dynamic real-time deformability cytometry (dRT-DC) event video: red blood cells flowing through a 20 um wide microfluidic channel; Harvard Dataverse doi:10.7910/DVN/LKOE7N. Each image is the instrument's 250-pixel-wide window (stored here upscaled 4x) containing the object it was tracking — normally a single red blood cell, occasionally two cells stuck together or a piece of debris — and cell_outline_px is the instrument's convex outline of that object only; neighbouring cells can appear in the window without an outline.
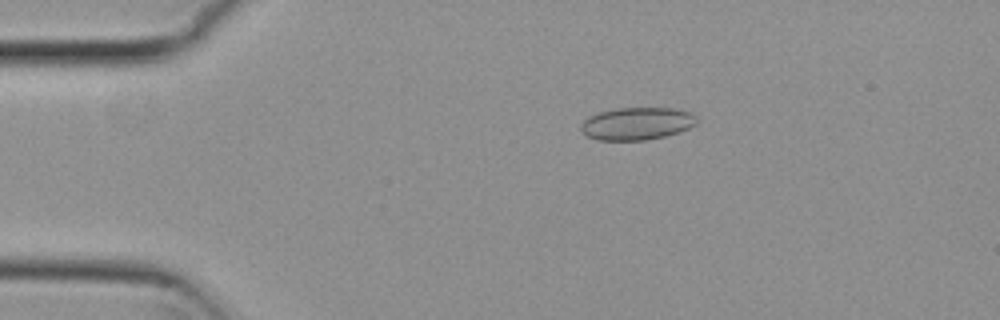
{"species": "common noctule bat (a hibernating species)", "species_latin": "Nyctalus noctula", "temperature_condition": "cold", "stored_images_in_passage": 55, "camera_frame_rate_fps": 3000, "um_per_image_px": 0.085, "animal": {"sex": "female", "body_mass_g": 29.2, "forearm_length_mm": 56.3}, "frame": {"image": 1, "passage_image": 11, "time_ms": 3.333, "image_size_px": [1000, 320], "cell_outline_px": [[700, 120], [696, 124], [680, 132], [664, 136], [644, 140], [596, 140], [588, 136], [580, 128], [580, 124], [588, 116], [600, 112], [616, 108], [672, 108], [692, 112]], "centroid_in_image_um": [54.16, 10.5], "position_along_channel_um": 30.8, "area_um2": 22.08}}
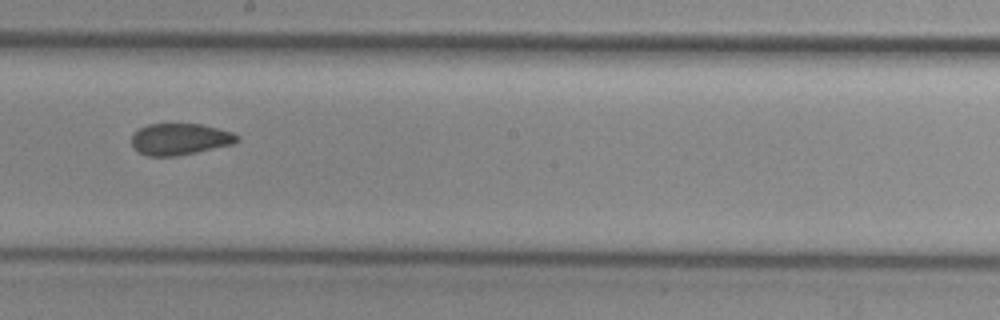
{"frame": {"image": 2, "passage_image": 31, "time_ms": 10.0, "image_size_px": [1000, 320], "cell_outline_px": [[240, 140], [232, 144], [196, 152], [176, 156], [148, 156], [132, 148], [132, 132], [148, 124], [200, 124], [232, 132], [240, 136]], "centroid_in_image_um": [15.27, 11.82], "position_along_channel_um": 232.9, "area_um2": 19.36}}
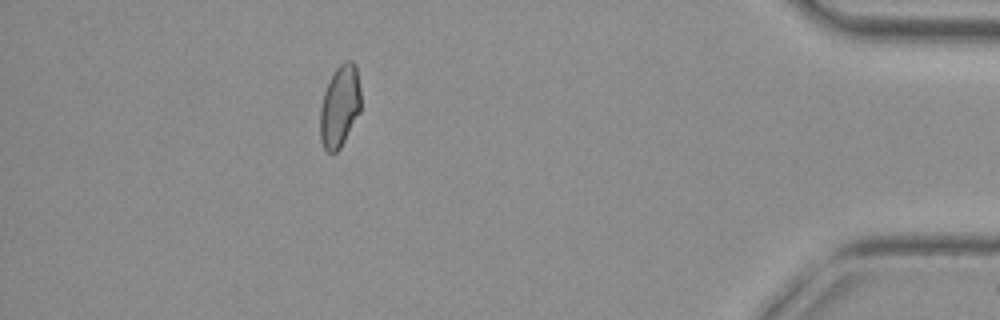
{"frame": {"image": 3, "passage_image": 49, "time_ms": 16.0, "image_size_px": [1000, 320], "cell_outline_px": [[360, 112], [340, 148], [336, 152], [328, 152], [324, 148], [320, 140], [320, 108], [324, 92], [336, 68], [340, 64], [348, 60], [352, 60], [356, 64], [360, 88]], "centroid_in_image_um": [28.88, 9.03], "position_along_channel_um": 406.3, "area_um2": 19.36}, "authors_computed_cell_mechanics": {"area_um2": 20.1722, "velocity_mm_per_s": 3.7843, "shape_relaxation_time_tau1_ms": null, "shape_relaxation_time_tau2_ms": 1.8495, "deformation_change_tau1": null, "deformation_change_tau2": 0.0617}}